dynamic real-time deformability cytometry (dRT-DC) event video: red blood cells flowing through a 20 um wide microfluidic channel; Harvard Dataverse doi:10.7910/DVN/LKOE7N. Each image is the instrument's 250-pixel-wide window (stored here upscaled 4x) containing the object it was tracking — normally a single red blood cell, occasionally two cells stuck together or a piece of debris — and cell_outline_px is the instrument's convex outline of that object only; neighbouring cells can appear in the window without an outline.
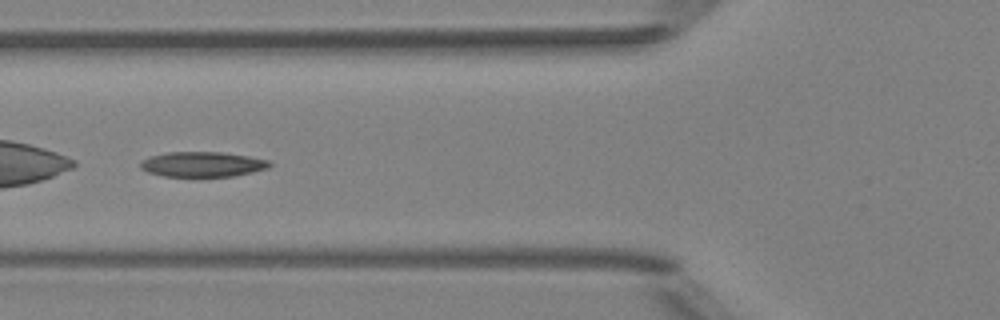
{"species": "Egyptian fruit bat (a non-hibernating species)", "species_latin": "Rousettus aegyptiacus", "temperature_condition": "room temperature", "stored_images_in_passage": 8, "camera_frame_rate_fps": 3000, "um_per_image_px": 0.085, "animal": {"sex": "female"}, "frame": {"image": 1, "passage_image": 5, "time_ms": 1.333, "image_size_px": [1000, 320], "cell_outline_px": [[272, 164], [268, 168], [236, 176], [164, 176], [148, 172], [140, 168], [140, 164], [144, 160], [152, 156], [168, 152], [224, 152], [248, 156], [268, 160]], "centroid_in_image_um": [17.24, 13.96], "position_along_channel_um": 108.6, "area_um2": 18.73}}
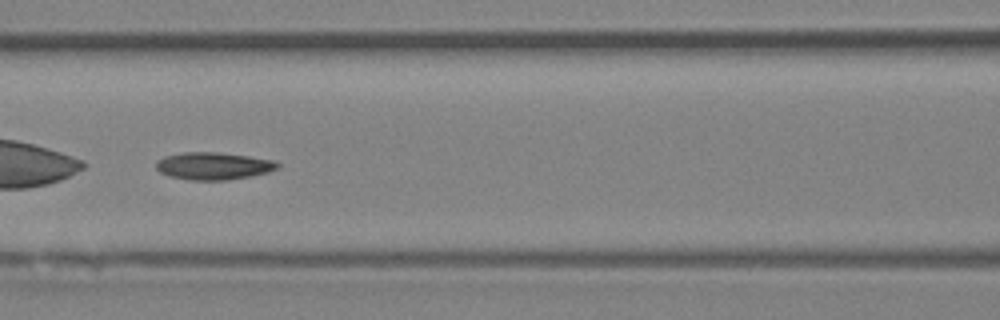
{"frame": {"image": 2, "passage_image": 6, "time_ms": 1.667, "image_size_px": [1000, 320], "cell_outline_px": [[280, 168], [268, 172], [252, 176], [228, 180], [188, 180], [168, 176], [160, 172], [156, 168], [156, 164], [164, 156], [184, 152], [216, 152], [248, 156], [276, 160], [280, 164]], "centroid_in_image_um": [18.18, 14.11], "position_along_channel_um": 148.4, "area_um2": 19.54}}
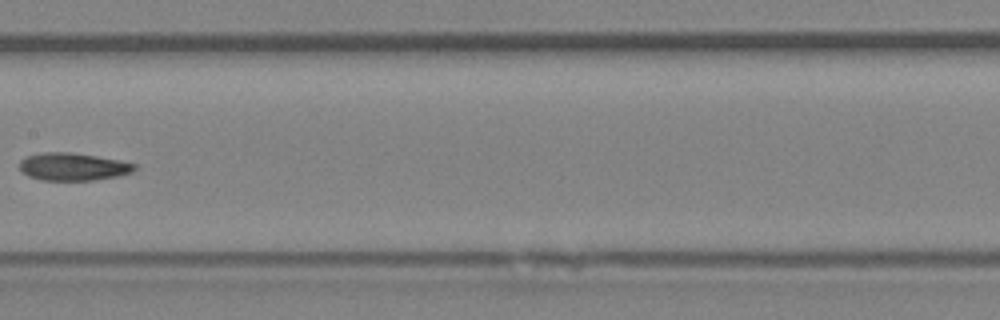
{"frame": {"image": 3, "passage_image": 7, "time_ms": 2.0, "image_size_px": [1000, 320], "cell_outline_px": [[136, 168], [132, 172], [120, 176], [92, 180], [40, 180], [28, 176], [20, 168], [20, 160], [28, 156], [44, 152], [68, 152], [96, 156], [120, 160], [136, 164]], "centroid_in_image_um": [6.23, 14.17], "position_along_channel_um": 201.2, "area_um2": 18.44}}